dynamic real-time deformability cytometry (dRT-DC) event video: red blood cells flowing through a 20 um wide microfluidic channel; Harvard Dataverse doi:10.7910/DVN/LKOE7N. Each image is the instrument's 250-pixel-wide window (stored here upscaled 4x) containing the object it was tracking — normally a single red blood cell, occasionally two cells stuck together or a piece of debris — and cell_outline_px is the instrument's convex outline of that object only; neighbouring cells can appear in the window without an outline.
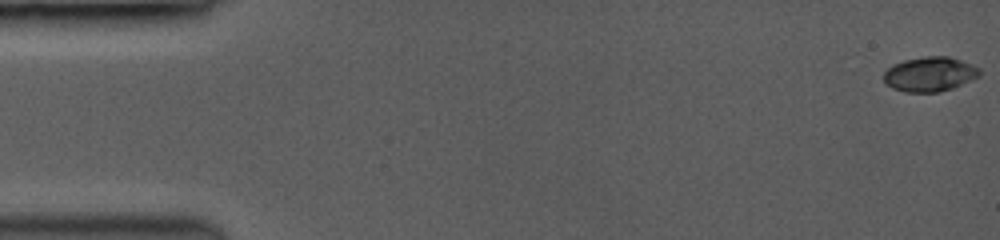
{"species": "common noctule bat (a hibernating species)", "species_latin": "Nyctalus noctula", "temperature_condition": "room temperature", "stored_images_in_passage": 56, "camera_frame_rate_fps": 3500, "um_per_image_px": 0.085, "animal": {"sex": "female", "body_mass_g": 19.0, "forearm_length_mm": 53.3}, "frame": {"image": 1, "passage_image": 1, "time_ms": 0.0, "image_size_px": [1000, 240], "cell_outline_px": [[980, 76], [952, 88], [940, 92], [904, 92], [892, 88], [884, 84], [884, 72], [888, 68], [904, 60], [928, 56], [948, 56], [972, 64], [980, 68]], "centroid_in_image_um": [79.03, 6.31], "position_along_channel_um": 6.0, "area_um2": 19.31}}
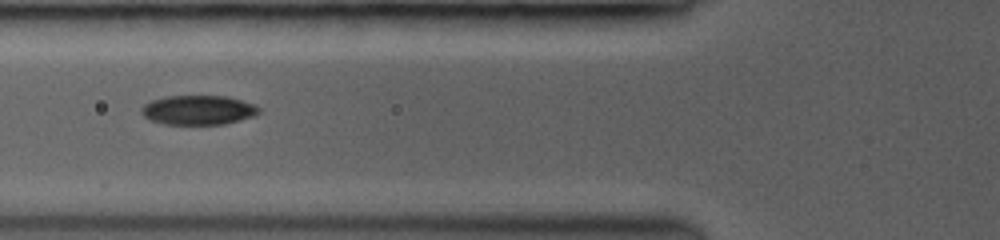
{"frame": {"image": 2, "passage_image": 23, "time_ms": 6.286, "image_size_px": [1000, 240], "cell_outline_px": [[260, 112], [252, 116], [240, 120], [224, 124], [164, 124], [152, 120], [144, 116], [140, 112], [144, 104], [152, 100], [168, 96], [224, 96], [240, 100], [252, 104], [260, 108]], "centroid_in_image_um": [16.83, 9.35], "position_along_channel_um": 109.0, "area_um2": 19.88}}
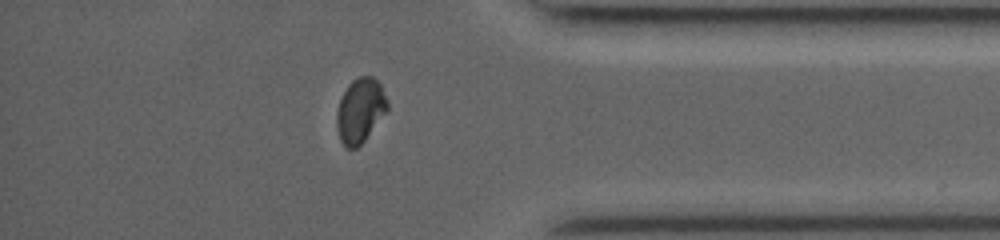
{"frame": {"image": 3, "passage_image": 49, "time_ms": 13.714, "image_size_px": [1000, 240], "cell_outline_px": [[388, 108], [364, 140], [356, 148], [348, 148], [340, 140], [336, 128], [336, 112], [340, 100], [348, 84], [352, 80], [360, 76], [372, 76], [380, 84], [388, 100]], "centroid_in_image_um": [30.6, 9.37], "position_along_channel_um": 404.6, "area_um2": 18.79}, "authors_computed_cell_mechanics": {"area_um2": 19.5653, "velocity_mm_per_s": 4.0852, "shape_relaxation_time_tau1_ms": 3.6719, "shape_relaxation_time_tau2_ms": null, "deformation_change_tau1": 0.162, "deformation_change_tau2": null}}